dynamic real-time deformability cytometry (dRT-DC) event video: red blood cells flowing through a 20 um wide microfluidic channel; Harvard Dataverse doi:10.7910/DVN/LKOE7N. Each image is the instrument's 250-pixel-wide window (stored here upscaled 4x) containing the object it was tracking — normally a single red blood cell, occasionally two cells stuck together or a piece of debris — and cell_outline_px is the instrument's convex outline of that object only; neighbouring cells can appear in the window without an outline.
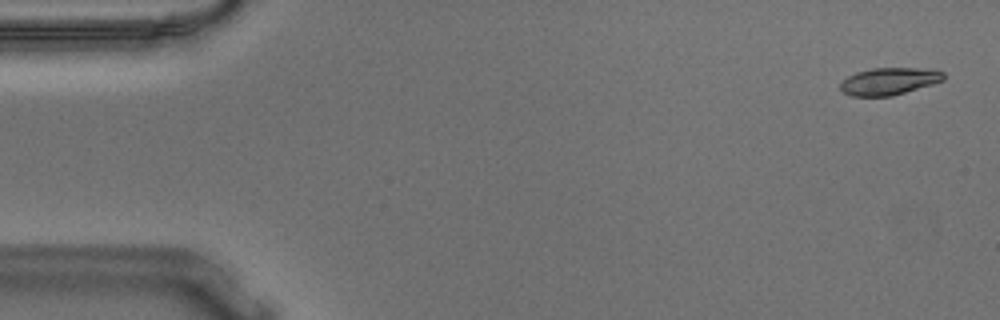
{"species": "Egyptian fruit bat (a non-hibernating species)", "species_latin": "Rousettus aegyptiacus", "temperature_condition": "warm", "stored_images_in_passage": 55, "camera_frame_rate_fps": 3000, "um_per_image_px": 0.085, "animal": {"sex": "male"}, "frame": {"image": 1, "passage_image": 2, "time_ms": 0.333, "image_size_px": [1000, 320], "cell_outline_px": [[944, 80], [932, 84], [892, 96], [852, 96], [844, 92], [840, 88], [840, 84], [848, 76], [856, 72], [872, 68], [936, 68], [944, 72]], "centroid_in_image_um": [75.62, 6.89], "position_along_channel_um": 9.4, "area_um2": 16.42}}
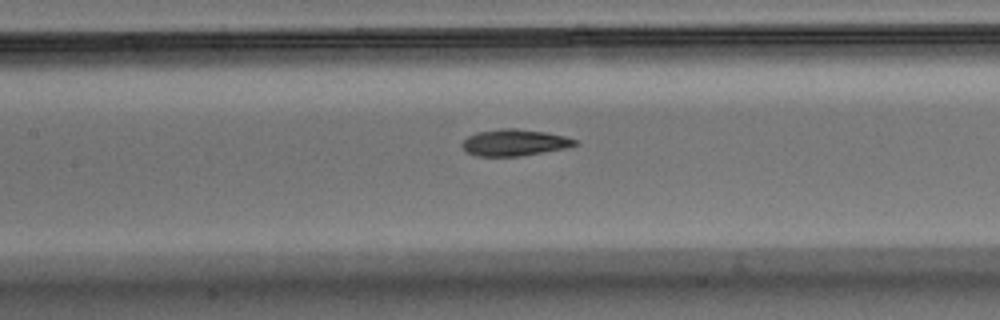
{"frame": {"image": 2, "passage_image": 25, "time_ms": 8.0, "image_size_px": [1000, 320], "cell_outline_px": [[576, 144], [568, 148], [520, 156], [476, 156], [468, 152], [460, 144], [468, 136], [476, 132], [500, 128], [516, 128], [548, 132], [564, 136], [576, 140]], "centroid_in_image_um": [43.72, 12.11], "position_along_channel_um": 163.7, "area_um2": 17.51}}
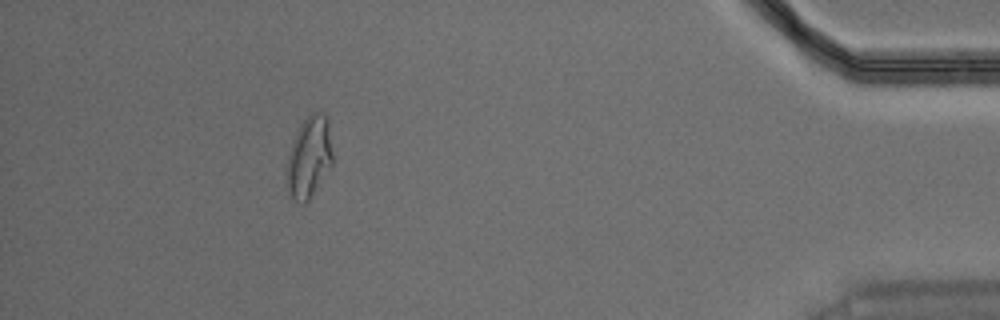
{"frame": {"image": 3, "passage_image": 50, "time_ms": 16.333, "image_size_px": [1000, 320], "cell_outline_px": [[332, 164], [308, 200], [304, 204], [300, 204], [292, 196], [284, 184], [288, 156], [296, 132], [300, 124], [308, 112], [320, 112], [328, 116], [332, 152]], "centroid_in_image_um": [26.26, 13.32], "position_along_channel_um": 408.9, "area_um2": 21.91}, "authors_computed_cell_mechanics": {"area_um2": 17.4556, "velocity_mm_per_s": 3.6284, "shape_relaxation_time_tau1_ms": 6.6299, "shape_relaxation_time_tau2_ms": 2.3158, "deformation_change_tau1": 0.2049, "deformation_change_tau2": 0.076}}